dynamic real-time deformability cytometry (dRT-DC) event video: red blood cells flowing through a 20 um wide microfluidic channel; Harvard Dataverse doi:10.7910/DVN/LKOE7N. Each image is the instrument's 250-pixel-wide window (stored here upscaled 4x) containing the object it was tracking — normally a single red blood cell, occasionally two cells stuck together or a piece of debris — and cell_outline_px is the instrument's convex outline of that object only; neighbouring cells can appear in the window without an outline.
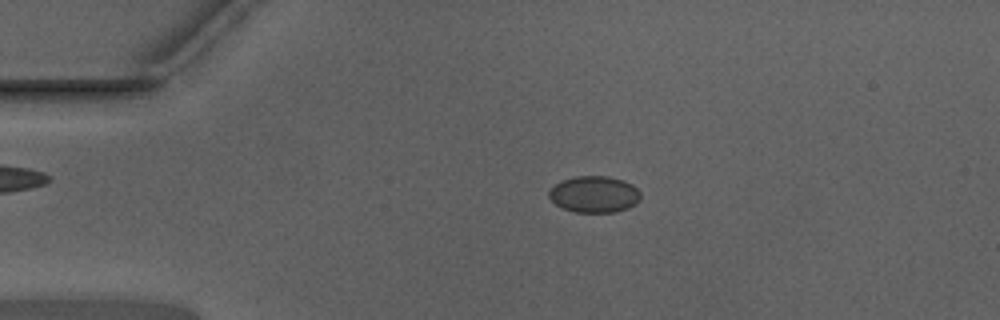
{"species": "Egyptian fruit bat (a non-hibernating species)", "species_latin": "Rousettus aegyptiacus", "temperature_condition": "warm", "stored_images_in_passage": 53, "camera_frame_rate_fps": 3000, "um_per_image_px": 0.085, "animal": {"sex": "male"}, "frame": {"image": 1, "passage_image": 12, "time_ms": 3.667, "image_size_px": [1000, 320], "cell_outline_px": [[640, 200], [636, 204], [628, 208], [616, 212], [576, 212], [564, 208], [556, 204], [548, 196], [548, 192], [556, 184], [564, 180], [576, 176], [604, 176], [624, 180], [632, 184], [640, 192]], "centroid_in_image_um": [50.54, 16.52], "position_along_channel_um": 34.5, "area_um2": 19.36}}
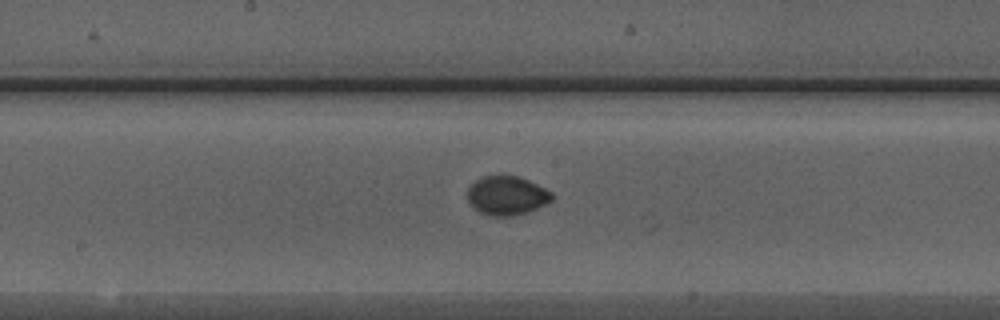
{"frame": {"image": 2, "passage_image": 28, "time_ms": 9.0, "image_size_px": [1000, 320], "cell_outline_px": [[552, 200], [528, 212], [512, 216], [488, 216], [480, 212], [468, 200], [468, 188], [476, 180], [484, 176], [516, 176], [528, 180], [552, 192]], "centroid_in_image_um": [43.08, 16.63], "position_along_channel_um": 205.1, "area_um2": 18.84}}
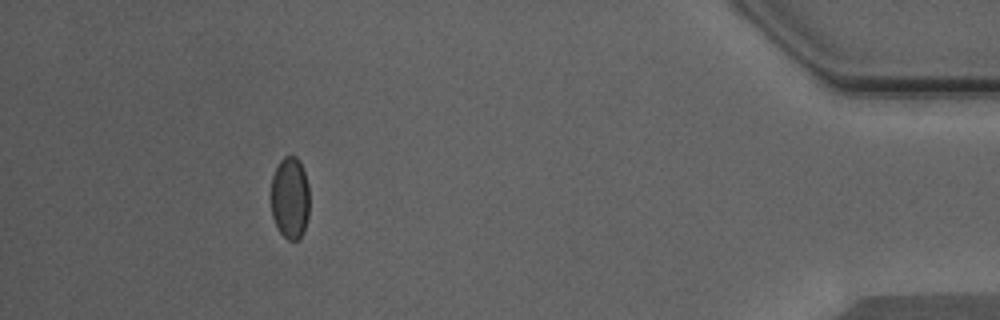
{"frame": {"image": 3, "passage_image": 48, "time_ms": 15.667, "image_size_px": [1000, 320], "cell_outline_px": [[308, 216], [304, 232], [300, 240], [288, 240], [280, 232], [272, 216], [272, 176], [280, 160], [284, 156], [296, 156], [300, 160], [308, 184]], "centroid_in_image_um": [24.66, 16.83], "position_along_channel_um": 410.5, "area_um2": 18.38}}